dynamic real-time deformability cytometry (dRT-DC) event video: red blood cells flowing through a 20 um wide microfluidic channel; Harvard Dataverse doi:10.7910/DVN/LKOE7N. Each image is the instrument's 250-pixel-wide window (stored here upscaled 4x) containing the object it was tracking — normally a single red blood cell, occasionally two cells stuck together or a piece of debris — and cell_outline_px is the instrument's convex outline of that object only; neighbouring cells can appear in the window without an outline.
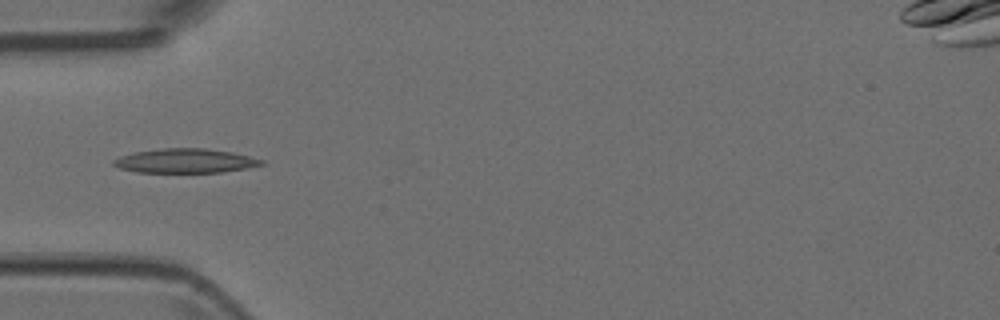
{"species": "Egyptian fruit bat (a non-hibernating species)", "species_latin": "Rousettus aegyptiacus", "temperature_condition": "room temperature", "stored_images_in_passage": 5, "camera_frame_rate_fps": 3000, "um_per_image_px": 0.085, "animal": {"sex": "female"}, "frame": {"image": 1, "passage_image": 5, "time_ms": 1.333, "image_size_px": [1000, 320], "cell_outline_px": [[264, 164], [248, 168], [224, 172], [136, 172], [120, 168], [112, 164], [112, 160], [120, 156], [136, 152], [160, 148], [204, 148], [232, 152], [264, 160]], "centroid_in_image_um": [15.75, 13.67], "position_along_channel_um": 69.3, "area_um2": 20.87}}